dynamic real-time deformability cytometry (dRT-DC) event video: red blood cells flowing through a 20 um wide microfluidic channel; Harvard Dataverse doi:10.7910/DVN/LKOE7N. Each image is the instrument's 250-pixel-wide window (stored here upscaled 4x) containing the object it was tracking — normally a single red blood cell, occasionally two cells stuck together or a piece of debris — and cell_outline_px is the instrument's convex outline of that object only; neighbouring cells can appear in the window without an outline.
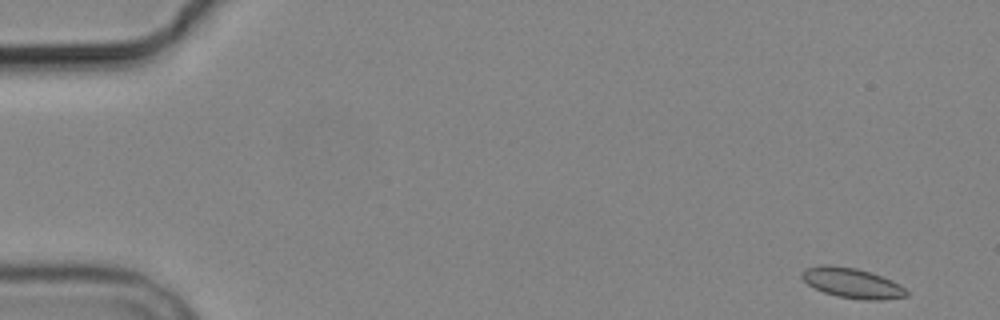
{"species": "common noctule bat (a hibernating species)", "species_latin": "Nyctalus noctula", "temperature_condition": "cold", "stored_images_in_passage": 4, "camera_frame_rate_fps": 3000, "um_per_image_px": 0.085, "animal": {"sex": "male", "body_mass_g": 19.2, "forearm_length_mm": 51.8}, "frame": {"image": 1, "passage_image": 1, "time_ms": 0.0, "image_size_px": [1000, 320], "cell_outline_px": [[908, 296], [880, 300], [864, 300], [836, 296], [824, 292], [808, 284], [800, 276], [804, 268], [820, 264], [828, 264], [856, 268], [892, 280], [900, 284], [908, 292]], "centroid_in_image_um": [72.41, 24.05], "position_along_channel_um": 12.6, "area_um2": 18.32}}